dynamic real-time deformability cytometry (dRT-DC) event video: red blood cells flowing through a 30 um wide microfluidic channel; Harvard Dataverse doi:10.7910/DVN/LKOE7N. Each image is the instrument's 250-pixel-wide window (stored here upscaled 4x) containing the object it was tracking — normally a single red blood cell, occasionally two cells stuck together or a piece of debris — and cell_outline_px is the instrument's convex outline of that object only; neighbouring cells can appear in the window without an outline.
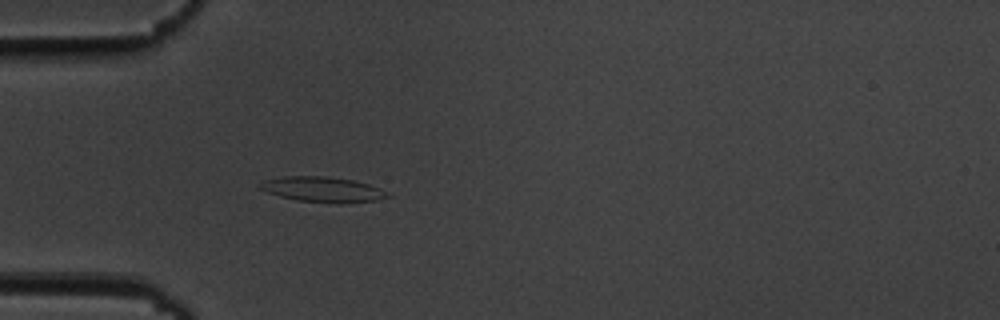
{"species": "common noctule bat (a hibernating species)", "species_latin": "Nyctalus noctula", "temperature_condition": "cold", "stored_images_in_passage": 41, "camera_frame_rate_fps": 3000, "um_per_image_px": 0.085, "animal": {"sex": "male", "body_mass_g": 19.5, "forearm_length_mm": 54.6}, "frame": {"image": 1, "passage_image": 3, "time_ms": 0.667, "image_size_px": [1000, 320], "cell_outline_px": [[392, 196], [376, 200], [344, 204], [340, 204], [296, 200], [280, 196], [268, 192], [260, 188], [260, 184], [264, 180], [284, 176], [328, 176], [352, 180], [368, 184], [380, 188], [388, 192]], "centroid_in_image_um": [27.47, 16.11], "position_along_channel_um": 57.5, "area_um2": 18.84}}
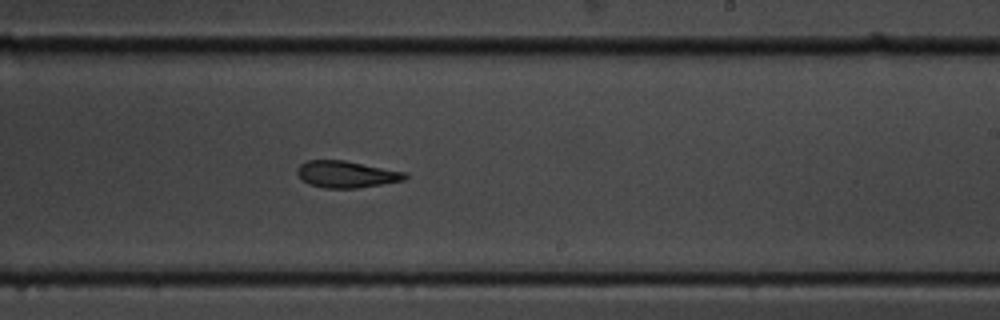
{"frame": {"image": 2, "passage_image": 20, "time_ms": 6.333, "image_size_px": [1000, 320], "cell_outline_px": [[408, 176], [404, 180], [356, 188], [324, 188], [308, 184], [296, 172], [296, 168], [300, 164], [308, 160], [344, 160], [408, 172]], "centroid_in_image_um": [29.45, 14.8], "position_along_channel_um": 259.6, "area_um2": 16.82}}
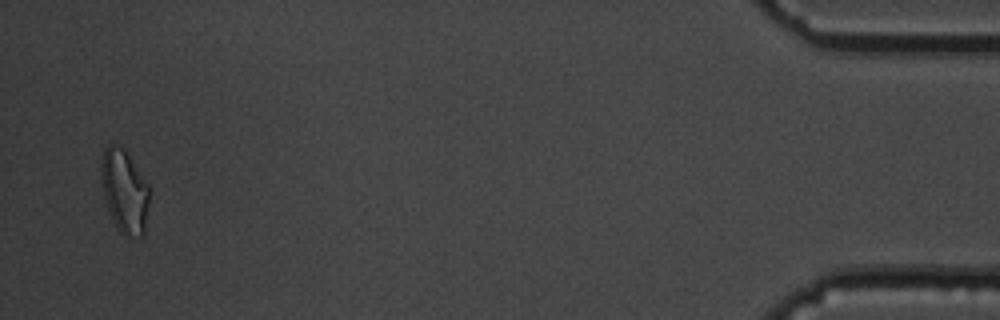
{"frame": {"image": 3, "passage_image": 40, "time_ms": 13.0, "image_size_px": [1000, 320], "cell_outline_px": [[148, 204], [144, 232], [140, 236], [128, 240], [120, 232], [108, 208], [104, 196], [100, 168], [100, 164], [104, 148], [108, 144], [116, 144], [124, 148], [148, 184]], "centroid_in_image_um": [10.57, 16.24], "position_along_channel_um": 424.6, "area_um2": 23.24}, "authors_computed_cell_mechanics": {"area_um2": 17.3978, "velocity_mm_per_s": 3.6696, "shape_relaxation_time_tau1_ms": 8.7978, "shape_relaxation_time_tau2_ms": 3.86, "deformation_change_tau1": 0.2507, "deformation_change_tau2": 0.1294}}